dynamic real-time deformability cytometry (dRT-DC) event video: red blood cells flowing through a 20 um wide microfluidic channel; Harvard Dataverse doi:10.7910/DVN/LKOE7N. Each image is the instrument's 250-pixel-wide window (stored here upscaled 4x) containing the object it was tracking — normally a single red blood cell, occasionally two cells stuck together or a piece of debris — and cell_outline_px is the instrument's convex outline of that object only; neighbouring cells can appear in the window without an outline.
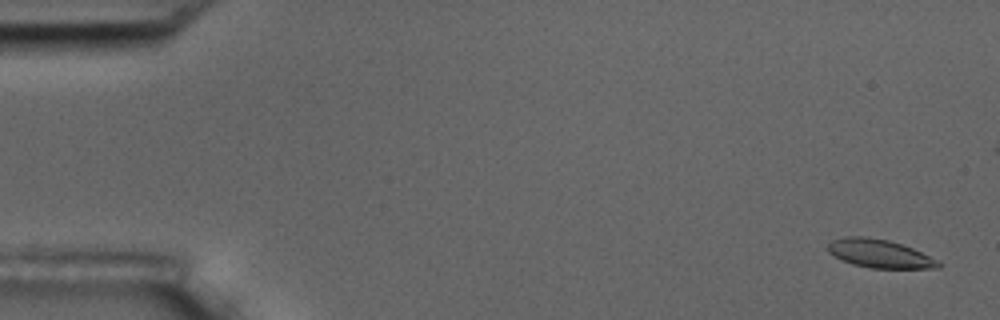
{"species": "common noctule bat (a hibernating species)", "species_latin": "Nyctalus noctula", "temperature_condition": "room temperature", "stored_images_in_passage": 59, "camera_frame_rate_fps": 3000, "um_per_image_px": 0.085, "animal": {"sex": "male", "body_mass_g": 17.5, "forearm_length_mm": 52.3}, "frame": {"image": 1, "passage_image": 3, "time_ms": 0.667, "image_size_px": [1000, 320], "cell_outline_px": [[940, 268], [868, 268], [852, 264], [828, 252], [828, 244], [832, 240], [848, 236], [864, 236], [888, 240], [912, 248], [936, 260], [940, 264]], "centroid_in_image_um": [74.73, 21.56], "position_along_channel_um": 10.3, "area_um2": 17.92}}
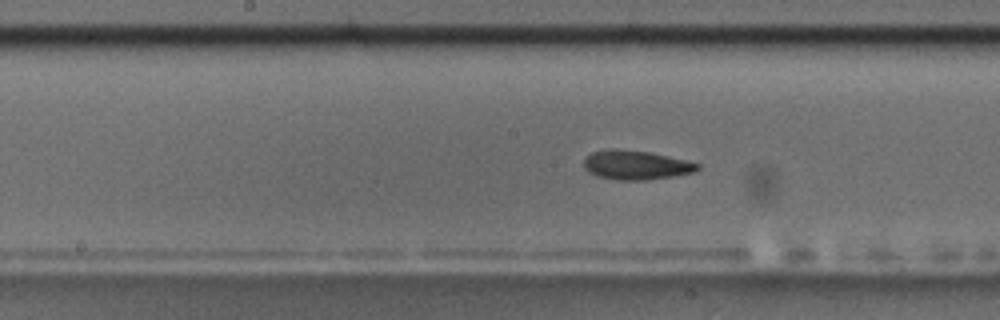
{"frame": {"image": 2, "passage_image": 30, "time_ms": 9.667, "image_size_px": [1000, 320], "cell_outline_px": [[700, 168], [696, 172], [672, 176], [644, 180], [616, 180], [596, 176], [588, 172], [584, 168], [584, 156], [592, 152], [608, 148], [616, 148], [648, 152], [668, 156], [700, 164]], "centroid_in_image_um": [54.0, 14.02], "position_along_channel_um": 194.2, "area_um2": 19.48}}
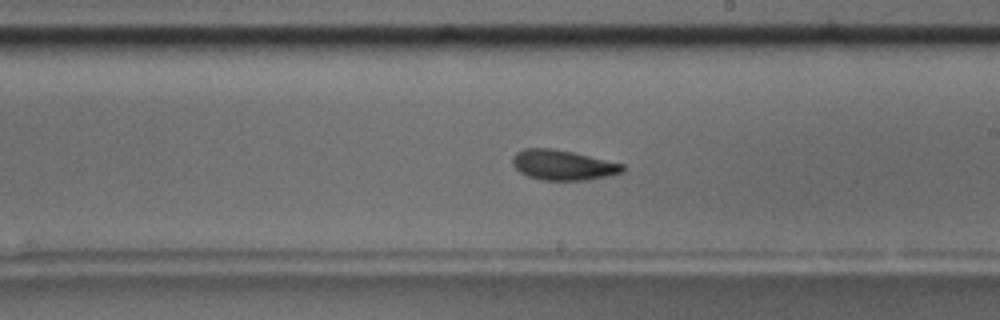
{"frame": {"image": 3, "passage_image": 34, "time_ms": 11.0, "image_size_px": [1000, 320], "cell_outline_px": [[624, 172], [608, 176], [588, 180], [540, 180], [528, 176], [520, 172], [512, 164], [512, 156], [516, 152], [524, 148], [552, 148], [572, 152], [624, 164]], "centroid_in_image_um": [47.83, 14.03], "position_along_channel_um": 241.2, "area_um2": 19.36}, "authors_computed_cell_mechanics": {"area_um2": 19.0162, "velocity_mm_per_s": 3.5462, "shape_relaxation_time_tau1_ms": 4.5865, "shape_relaxation_time_tau2_ms": null, "deformation_change_tau1": 0.1344, "deformation_change_tau2": null}}